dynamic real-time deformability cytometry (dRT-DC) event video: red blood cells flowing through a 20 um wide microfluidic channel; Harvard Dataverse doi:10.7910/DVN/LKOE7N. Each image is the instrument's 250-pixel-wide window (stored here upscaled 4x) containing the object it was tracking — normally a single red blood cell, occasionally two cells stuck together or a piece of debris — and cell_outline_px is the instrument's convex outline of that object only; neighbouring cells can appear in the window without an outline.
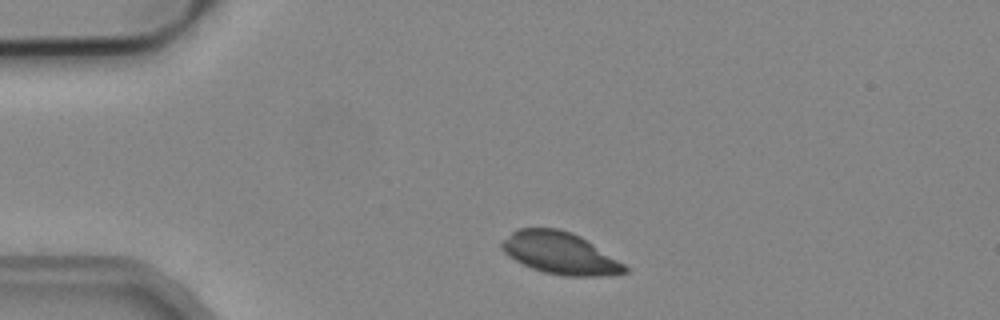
{"species": "common noctule bat (a hibernating species)", "species_latin": "Nyctalus noctula", "temperature_condition": "cold", "stored_images_in_passage": 2, "camera_frame_rate_fps": 3000, "um_per_image_px": 0.085, "animal": {"sex": "male", "body_mass_g": 19.2, "forearm_length_mm": 51.8}, "frame": {"image": 1, "passage_image": 1, "time_ms": 0.0, "image_size_px": [1000, 320], "cell_outline_px": [[628, 272], [608, 276], [564, 276], [544, 272], [532, 268], [508, 256], [500, 248], [500, 244], [512, 232], [520, 228], [560, 228], [572, 232], [580, 236], [624, 264], [628, 268]], "centroid_in_image_um": [47.6, 21.52], "position_along_channel_um": 37.4, "area_um2": 29.88}}